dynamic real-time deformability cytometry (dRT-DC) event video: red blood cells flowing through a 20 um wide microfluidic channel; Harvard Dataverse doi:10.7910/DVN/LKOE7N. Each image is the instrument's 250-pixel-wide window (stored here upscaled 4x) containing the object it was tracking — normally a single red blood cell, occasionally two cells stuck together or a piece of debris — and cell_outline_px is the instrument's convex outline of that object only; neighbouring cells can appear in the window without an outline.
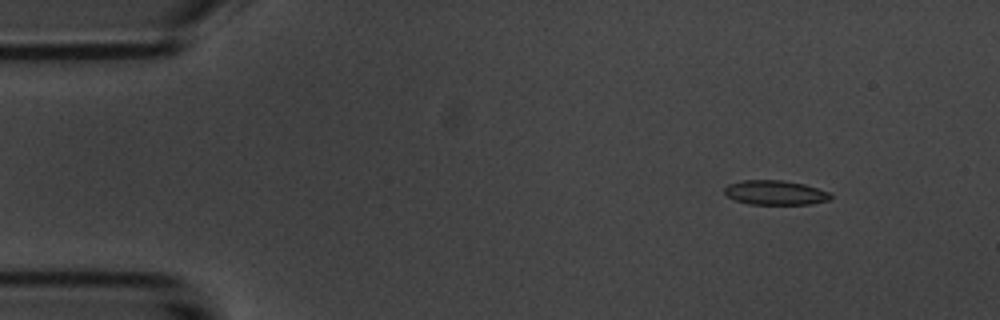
{"species": "common noctule bat (a hibernating species)", "species_latin": "Nyctalus noctula", "temperature_condition": "room temperature", "stored_images_in_passage": 5, "camera_frame_rate_fps": 3000, "um_per_image_px": 0.085, "animal": {"sex": "male", "body_mass_g": 20.1, "forearm_length_mm": 53.5}, "frame": {"image": 1, "passage_image": 2, "time_ms": 1.333, "image_size_px": [1000, 320], "cell_outline_px": [[832, 200], [812, 204], [748, 204], [736, 200], [728, 196], [724, 192], [724, 188], [728, 184], [744, 180], [784, 180], [804, 184], [828, 192], [832, 196]], "centroid_in_image_um": [65.91, 16.37], "position_along_channel_um": 19.1, "area_um2": 15.14}}